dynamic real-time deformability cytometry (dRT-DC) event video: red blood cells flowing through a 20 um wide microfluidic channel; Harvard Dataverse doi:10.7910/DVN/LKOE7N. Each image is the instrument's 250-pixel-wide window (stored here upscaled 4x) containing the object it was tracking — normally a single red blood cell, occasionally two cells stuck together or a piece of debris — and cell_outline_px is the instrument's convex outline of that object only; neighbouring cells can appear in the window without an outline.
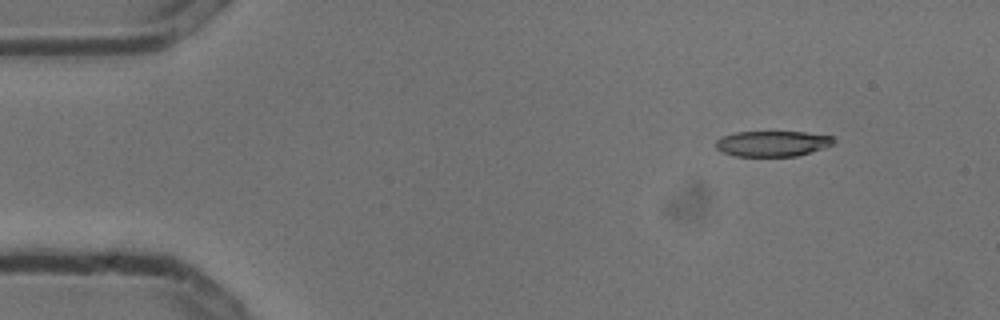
{"species": "common noctule bat (a hibernating species)", "species_latin": "Nyctalus noctula", "temperature_condition": "cold", "stored_images_in_passage": 5, "camera_frame_rate_fps": 3000, "um_per_image_px": 0.085, "animal": {"sex": "male", "body_mass_g": 13.3}, "frame": {"image": 1, "passage_image": 2, "time_ms": 0.333, "image_size_px": [1000, 320], "cell_outline_px": [[836, 140], [832, 144], [824, 148], [796, 156], [736, 156], [720, 152], [716, 148], [716, 140], [720, 136], [736, 132], [804, 132], [832, 136]], "centroid_in_image_um": [65.62, 12.2], "position_along_channel_um": 19.4, "area_um2": 17.63}}
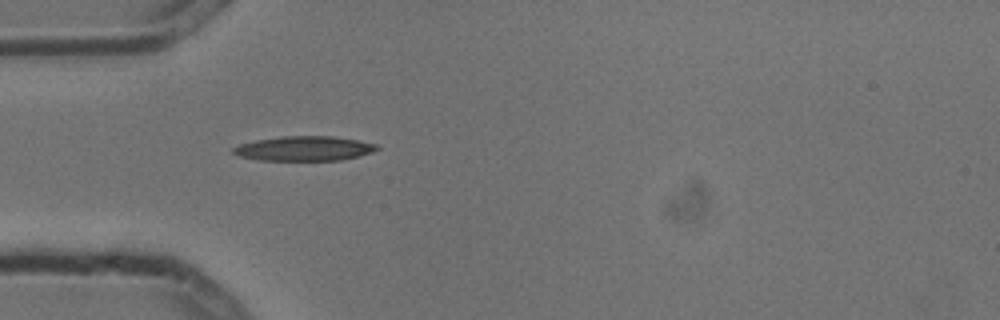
{"frame": {"image": 2, "passage_image": 5, "time_ms": 1.333, "image_size_px": [1000, 320], "cell_outline_px": [[380, 148], [372, 152], [340, 160], [260, 160], [240, 156], [232, 152], [232, 148], [240, 144], [256, 140], [280, 136], [332, 136], [356, 140], [376, 144]], "centroid_in_image_um": [25.83, 12.62], "position_along_channel_um": 59.2, "area_um2": 20.4}}